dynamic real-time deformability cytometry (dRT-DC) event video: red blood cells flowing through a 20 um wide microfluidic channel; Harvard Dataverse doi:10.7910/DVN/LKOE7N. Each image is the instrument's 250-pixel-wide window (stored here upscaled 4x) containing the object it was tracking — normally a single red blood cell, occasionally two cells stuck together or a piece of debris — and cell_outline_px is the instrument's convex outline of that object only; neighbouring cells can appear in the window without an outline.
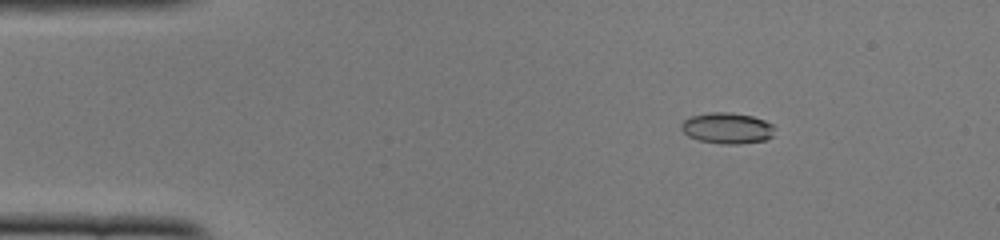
{"species": "common noctule bat (a hibernating species)", "species_latin": "Nyctalus noctula", "temperature_condition": "cold", "stored_images_in_passage": 52, "camera_frame_rate_fps": 3000, "um_per_image_px": 0.085, "animal": {"sex": "female", "body_mass_g": 22.0, "forearm_length_mm": 56.7}, "frame": {"image": 1, "passage_image": 8, "time_ms": 2.333, "image_size_px": [1000, 240], "cell_outline_px": [[772, 136], [764, 140], [740, 144], [720, 144], [696, 140], [688, 136], [680, 128], [680, 124], [684, 120], [692, 116], [708, 112], [728, 112], [752, 116], [764, 120], [772, 124]], "centroid_in_image_um": [61.76, 10.9], "position_along_channel_um": 23.2, "area_um2": 16.88}}
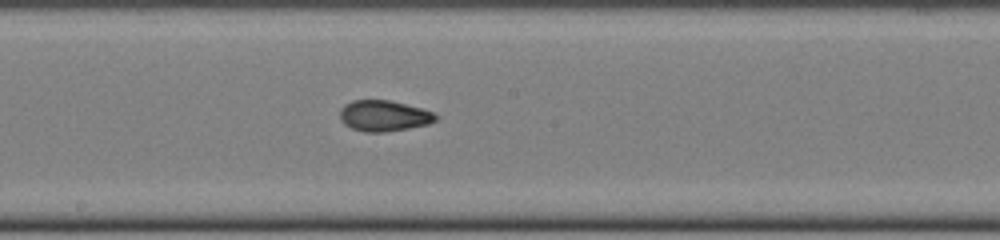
{"frame": {"image": 2, "passage_image": 28, "time_ms": 9.0, "image_size_px": [1000, 240], "cell_outline_px": [[436, 120], [428, 124], [408, 128], [384, 132], [364, 132], [352, 128], [344, 124], [340, 120], [340, 108], [344, 104], [352, 100], [388, 100], [436, 112]], "centroid_in_image_um": [32.6, 9.84], "position_along_channel_um": 215.6, "area_um2": 17.22}}
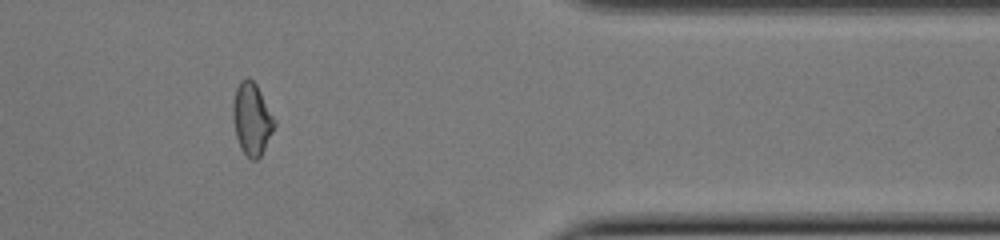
{"frame": {"image": 3, "passage_image": 43, "time_ms": 14.0, "image_size_px": [1000, 240], "cell_outline_px": [[276, 124], [260, 156], [256, 160], [252, 160], [240, 148], [236, 136], [232, 120], [232, 104], [236, 88], [240, 80], [248, 76], [256, 84], [276, 120]], "centroid_in_image_um": [21.39, 10.08], "position_along_channel_um": 390.0, "area_um2": 17.46}, "authors_computed_cell_mechanics": {"area_um2": 17.051, "velocity_mm_per_s": 3.9253, "shape_relaxation_time_tau1_ms": 6.3142, "shape_relaxation_time_tau2_ms": 1.5545, "deformation_change_tau1": 0.1936, "deformation_change_tau2": 0.0648}}